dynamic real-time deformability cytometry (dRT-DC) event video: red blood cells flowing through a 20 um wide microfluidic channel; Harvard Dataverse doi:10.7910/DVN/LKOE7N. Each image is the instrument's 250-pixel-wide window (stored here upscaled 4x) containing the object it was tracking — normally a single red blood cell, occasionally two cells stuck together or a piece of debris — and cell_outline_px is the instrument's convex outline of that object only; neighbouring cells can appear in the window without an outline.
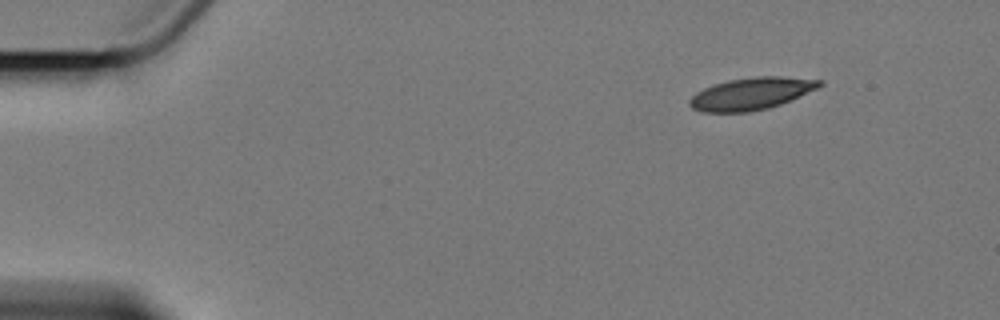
{"species": "Egyptian fruit bat (a non-hibernating species)", "species_latin": "Rousettus aegyptiacus", "temperature_condition": "cold", "stored_images_in_passage": 10, "camera_frame_rate_fps": 3000, "um_per_image_px": 0.085, "animal": {"sex": "female"}, "frame": {"image": 1, "passage_image": 1, "time_ms": 0.0, "image_size_px": [1000, 320], "cell_outline_px": [[824, 84], [816, 88], [780, 104], [768, 108], [748, 112], [704, 112], [692, 108], [688, 104], [688, 100], [696, 92], [704, 88], [728, 80], [756, 76], [780, 76], [824, 80]], "centroid_in_image_um": [63.83, 7.95], "position_along_channel_um": 21.2, "area_um2": 24.16}}
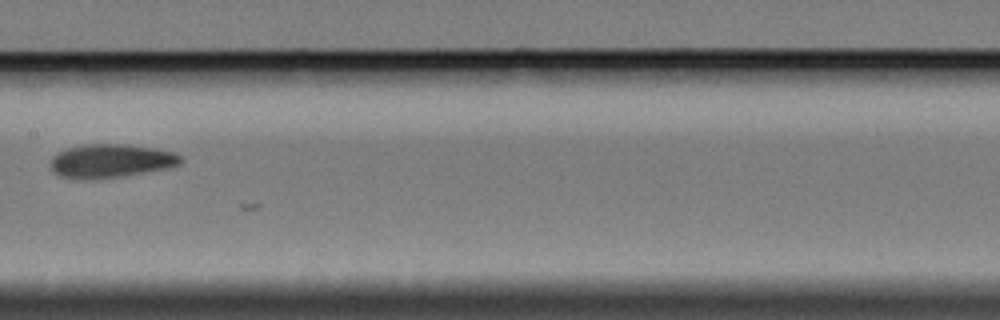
{"frame": {"image": 2, "passage_image": 7, "time_ms": 8.0, "image_size_px": [1000, 320], "cell_outline_px": [[184, 160], [180, 164], [168, 168], [124, 176], [92, 180], [76, 180], [60, 176], [52, 172], [52, 156], [68, 148], [84, 144], [124, 144], [156, 148], [176, 152]], "centroid_in_image_um": [9.44, 13.69], "position_along_channel_um": 198.0, "area_um2": 25.84}}
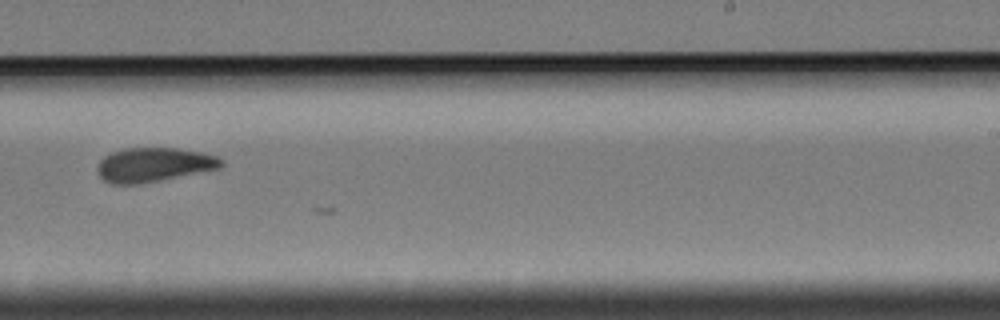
{"frame": {"image": 3, "passage_image": 9, "time_ms": 10.333, "image_size_px": [1000, 320], "cell_outline_px": [[224, 164], [220, 168], [160, 180], [136, 184], [112, 184], [104, 180], [96, 172], [96, 168], [100, 160], [104, 156], [112, 152], [124, 148], [176, 148], [200, 152], [216, 156], [224, 160]], "centroid_in_image_um": [13.05, 14.0], "position_along_channel_um": 276.0, "area_um2": 24.62}}